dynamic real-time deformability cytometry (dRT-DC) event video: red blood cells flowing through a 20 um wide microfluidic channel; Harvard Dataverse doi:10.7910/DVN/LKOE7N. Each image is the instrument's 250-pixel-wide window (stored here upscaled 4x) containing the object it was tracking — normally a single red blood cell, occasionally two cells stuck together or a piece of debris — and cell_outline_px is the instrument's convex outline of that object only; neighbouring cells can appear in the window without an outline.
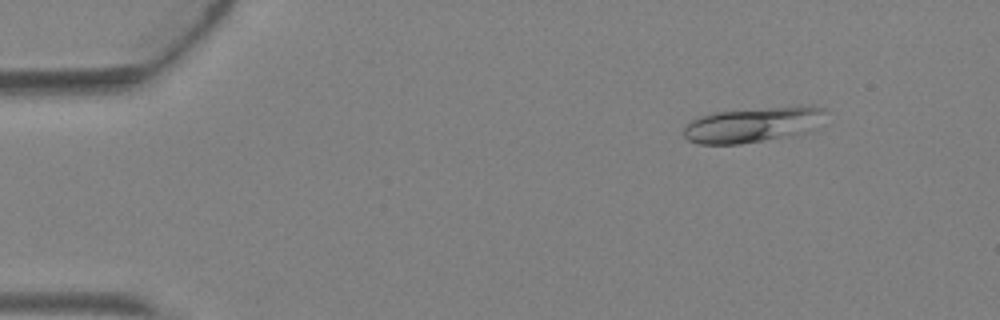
{"species": "Egyptian fruit bat (a non-hibernating species)", "species_latin": "Rousettus aegyptiacus", "temperature_condition": "warm", "stored_images_in_passage": 2, "camera_frame_rate_fps": 3000, "um_per_image_px": 0.085, "animal": {"sex": "female"}, "frame": {"image": 1, "passage_image": 1, "time_ms": 0.0, "image_size_px": [1000, 320], "cell_outline_px": [[828, 112], [796, 132], [764, 140], [740, 144], [700, 144], [688, 140], [684, 136], [684, 128], [692, 120], [700, 116], [716, 112], [812, 104], [824, 108]], "centroid_in_image_um": [63.83, 10.57], "position_along_channel_um": 21.2, "area_um2": 27.74}}